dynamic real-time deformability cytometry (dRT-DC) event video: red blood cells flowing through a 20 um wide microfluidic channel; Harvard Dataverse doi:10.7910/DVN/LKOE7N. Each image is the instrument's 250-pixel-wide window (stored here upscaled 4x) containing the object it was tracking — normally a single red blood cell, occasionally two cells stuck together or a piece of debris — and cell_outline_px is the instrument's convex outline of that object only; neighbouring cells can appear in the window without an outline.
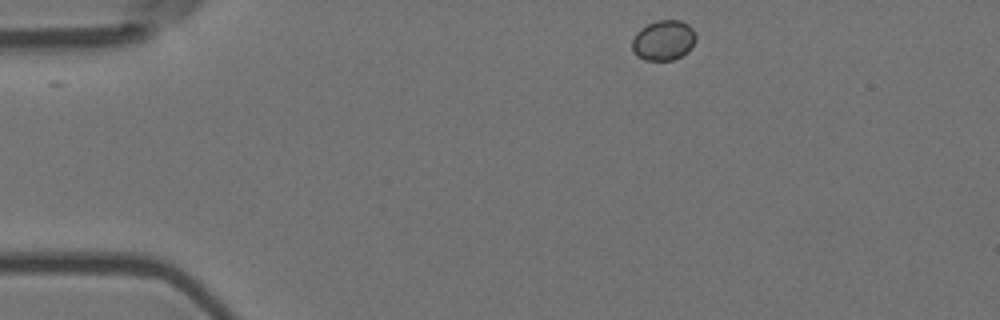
{"species": "Egyptian fruit bat (a non-hibernating species)", "species_latin": "Rousettus aegyptiacus", "temperature_condition": "room temperature", "stored_images_in_passage": 3, "camera_frame_rate_fps": 3000, "um_per_image_px": 0.085, "animal": {"sex": "female"}, "frame": {"image": 1, "passage_image": 1, "time_ms": 0.0, "image_size_px": [1000, 320], "cell_outline_px": [[696, 40], [688, 52], [672, 60], [644, 60], [636, 56], [632, 48], [632, 40], [636, 32], [640, 28], [656, 20], [680, 20], [688, 24], [692, 28], [696, 36]], "centroid_in_image_um": [56.39, 3.42], "position_along_channel_um": 28.6, "area_um2": 15.03}}